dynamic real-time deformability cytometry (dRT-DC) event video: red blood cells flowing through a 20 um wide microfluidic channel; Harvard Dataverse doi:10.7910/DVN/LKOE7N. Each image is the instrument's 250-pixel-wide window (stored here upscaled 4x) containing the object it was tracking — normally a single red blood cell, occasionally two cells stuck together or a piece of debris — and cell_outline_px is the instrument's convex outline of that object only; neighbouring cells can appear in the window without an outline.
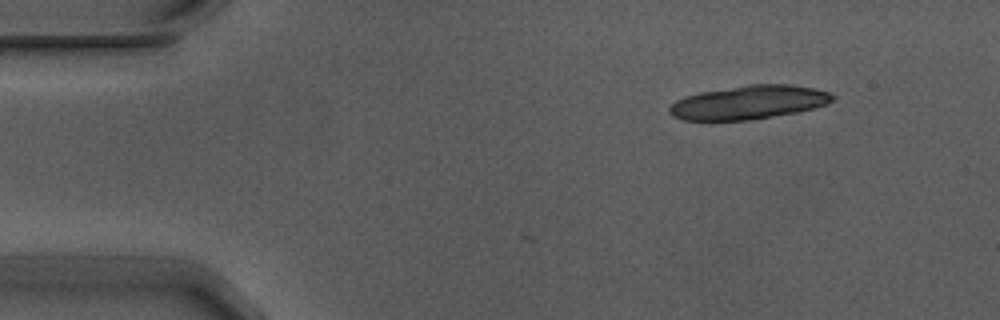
{"species": "Egyptian fruit bat (a non-hibernating species)", "species_latin": "Rousettus aegyptiacus", "temperature_condition": "warm", "stored_images_in_passage": 5, "camera_frame_rate_fps": 3000, "um_per_image_px": 0.085, "animal": {"sex": "male"}, "frame": {"image": 1, "passage_image": 1, "time_ms": 0.0, "image_size_px": [1000, 320], "cell_outline_px": [[836, 96], [832, 100], [824, 104], [812, 108], [796, 112], [748, 120], [684, 120], [672, 116], [668, 112], [668, 108], [676, 100], [684, 96], [700, 92], [748, 84], [792, 84], [816, 88], [828, 92]], "centroid_in_image_um": [63.61, 8.69], "position_along_channel_um": 21.4, "area_um2": 31.96}}
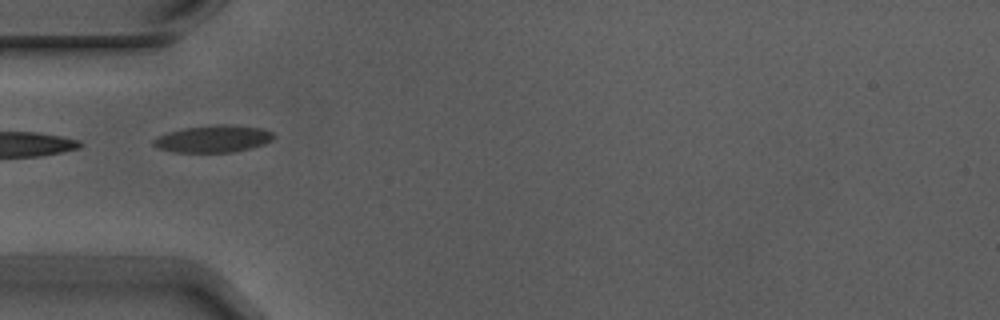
{"frame": {"image": 2, "passage_image": 4, "time_ms": 1.0, "image_size_px": [1000, 320], "cell_outline_px": [[276, 136], [272, 140], [264, 144], [232, 152], [176, 152], [160, 148], [152, 144], [152, 140], [156, 136], [168, 132], [184, 128], [216, 124], [232, 124], [264, 128], [272, 132]], "centroid_in_image_um": [18.15, 11.78], "position_along_channel_um": 66.9, "area_um2": 19.07}}